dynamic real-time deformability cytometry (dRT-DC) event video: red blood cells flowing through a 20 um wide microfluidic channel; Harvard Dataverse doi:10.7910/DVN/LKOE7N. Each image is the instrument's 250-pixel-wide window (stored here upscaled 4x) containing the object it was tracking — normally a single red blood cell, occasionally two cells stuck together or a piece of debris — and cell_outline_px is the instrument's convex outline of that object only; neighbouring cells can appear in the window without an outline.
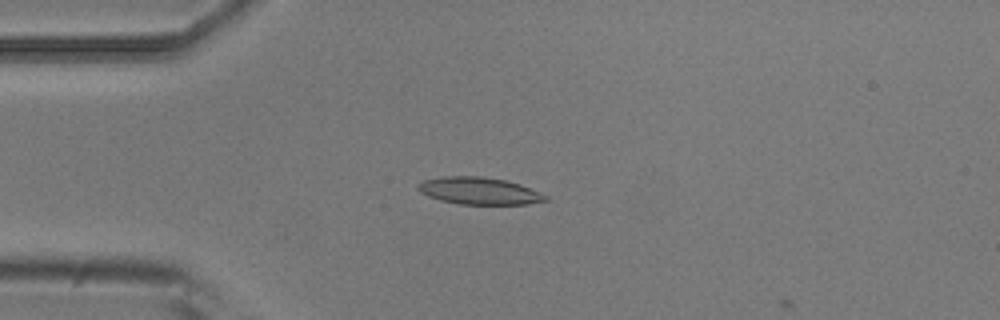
{"species": "common noctule bat (a hibernating species)", "species_latin": "Nyctalus noctula", "temperature_condition": "room temperature", "stored_images_in_passage": 4, "camera_frame_rate_fps": 3000, "um_per_image_px": 0.085, "animal": {"sex": "male", "body_mass_g": 20.5, "forearm_length_mm": 52.5}, "frame": {"image": 1, "passage_image": 3, "time_ms": 0.667, "image_size_px": [1000, 320], "cell_outline_px": [[548, 200], [528, 204], [460, 204], [440, 200], [428, 196], [420, 192], [416, 188], [424, 180], [444, 176], [480, 176], [504, 180], [520, 184], [540, 192], [548, 196]], "centroid_in_image_um": [40.74, 16.23], "position_along_channel_um": 44.3, "area_um2": 20.06}}